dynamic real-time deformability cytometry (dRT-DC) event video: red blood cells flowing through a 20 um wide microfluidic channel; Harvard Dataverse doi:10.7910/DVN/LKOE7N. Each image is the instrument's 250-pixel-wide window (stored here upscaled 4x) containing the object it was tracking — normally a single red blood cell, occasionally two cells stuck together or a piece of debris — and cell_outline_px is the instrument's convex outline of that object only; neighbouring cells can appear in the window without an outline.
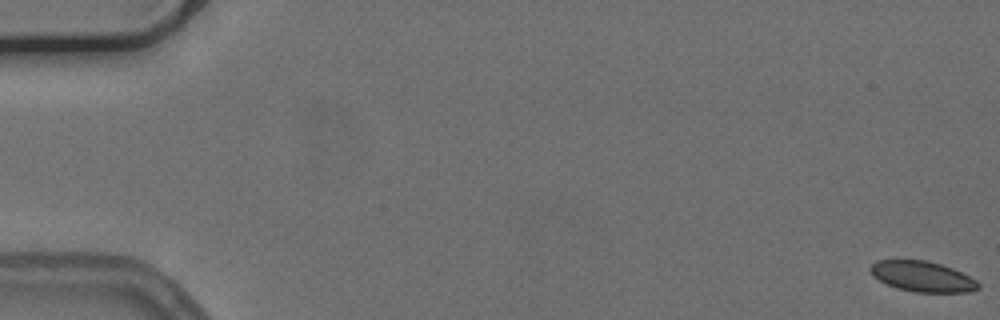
{"species": "common noctule bat (a hibernating species)", "species_latin": "Nyctalus noctula", "temperature_condition": "cold", "stored_images_in_passage": 56, "camera_frame_rate_fps": 3000, "um_per_image_px": 0.085, "animal": {"sex": "female", "body_mass_g": 24.6, "forearm_length_mm": 56.2}, "frame": {"image": 1, "passage_image": 1, "time_ms": 0.0, "image_size_px": [1000, 320], "cell_outline_px": [[980, 288], [968, 292], [916, 292], [896, 288], [872, 276], [868, 268], [876, 260], [924, 260], [940, 264], [952, 268], [976, 280], [980, 284]], "centroid_in_image_um": [78.38, 23.5], "position_along_channel_um": 6.6, "area_um2": 19.07}}
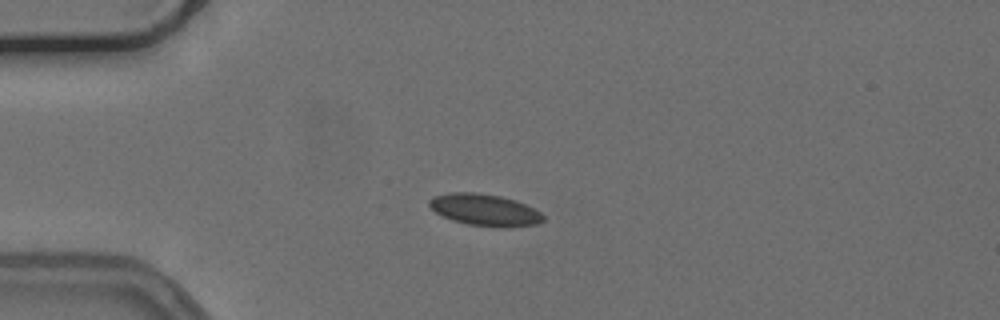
{"frame": {"image": 2, "passage_image": 15, "time_ms": 4.667, "image_size_px": [1000, 320], "cell_outline_px": [[544, 220], [536, 224], [504, 228], [468, 224], [452, 220], [436, 212], [428, 204], [428, 200], [432, 196], [452, 192], [476, 192], [500, 196], [516, 200], [540, 212], [544, 216]], "centroid_in_image_um": [41.19, 17.84], "position_along_channel_um": 43.8, "area_um2": 21.04}}
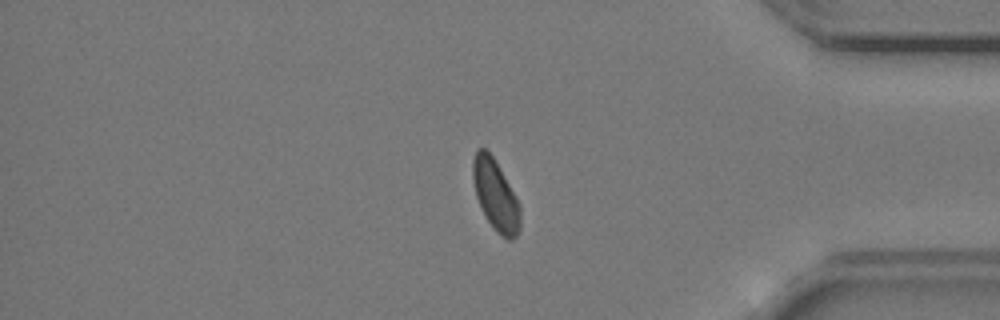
{"frame": {"image": 3, "passage_image": 47, "time_ms": 15.333, "image_size_px": [1000, 320], "cell_outline_px": [[520, 228], [516, 236], [512, 240], [508, 240], [500, 236], [496, 232], [480, 208], [476, 196], [472, 176], [472, 160], [476, 148], [484, 148], [492, 156], [516, 196], [520, 204]], "centroid_in_image_um": [42.11, 16.61], "position_along_channel_um": 393.1, "area_um2": 19.59}, "authors_computed_cell_mechanics": {"area_um2": 20.2589, "velocity_mm_per_s": 3.7338, "shape_relaxation_time_tau1_ms": null, "shape_relaxation_time_tau2_ms": 2.4862, "deformation_change_tau1": null, "deformation_change_tau2": 0.0576}}